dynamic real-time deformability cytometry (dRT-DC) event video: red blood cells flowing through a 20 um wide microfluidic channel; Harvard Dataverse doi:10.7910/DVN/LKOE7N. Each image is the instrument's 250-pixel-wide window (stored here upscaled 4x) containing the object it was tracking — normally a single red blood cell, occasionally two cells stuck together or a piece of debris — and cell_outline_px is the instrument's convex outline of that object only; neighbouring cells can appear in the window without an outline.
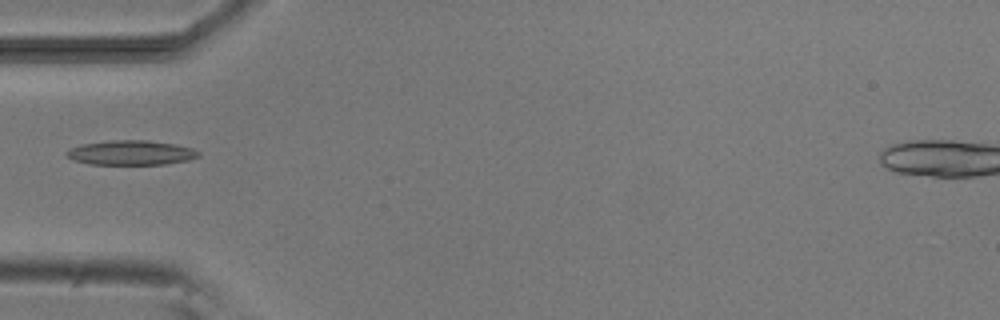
{"species": "common noctule bat (a hibernating species)", "species_latin": "Nyctalus noctula", "temperature_condition": "room temperature", "stored_images_in_passage": 5, "camera_frame_rate_fps": 3000, "um_per_image_px": 0.085, "animal": {"sex": "male", "body_mass_g": 20.5, "forearm_length_mm": 52.5}, "frame": {"image": 1, "passage_image": 5, "time_ms": 4.667, "image_size_px": [1000, 320], "cell_outline_px": [[200, 156], [188, 160], [164, 164], [88, 164], [72, 160], [64, 152], [68, 148], [80, 144], [112, 140], [148, 140], [176, 144], [192, 148], [200, 152]], "centroid_in_image_um": [11.1, 12.97], "position_along_channel_um": 73.9, "area_um2": 19.07}}